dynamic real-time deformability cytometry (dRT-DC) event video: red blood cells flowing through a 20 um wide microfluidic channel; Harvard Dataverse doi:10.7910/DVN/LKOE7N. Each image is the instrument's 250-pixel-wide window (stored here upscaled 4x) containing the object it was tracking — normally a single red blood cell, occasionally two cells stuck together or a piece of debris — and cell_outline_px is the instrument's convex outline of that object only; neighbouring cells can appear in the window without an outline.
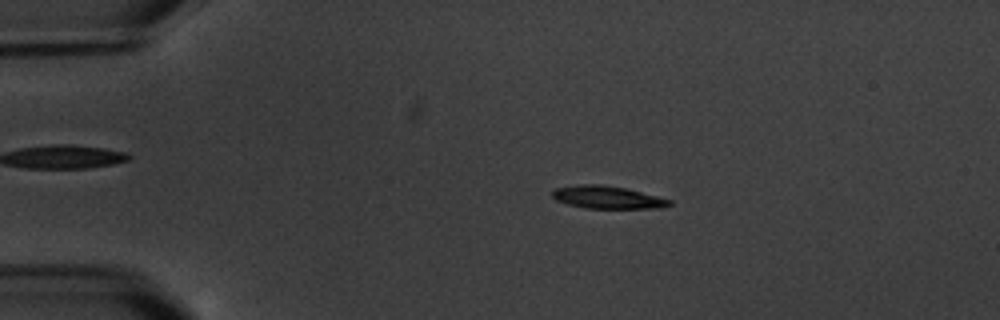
{"species": "common noctule bat (a hibernating species)", "species_latin": "Nyctalus noctula", "temperature_condition": "warm", "stored_images_in_passage": 5, "camera_frame_rate_fps": 3000, "um_per_image_px": 0.085, "animal": {"sex": "male", "body_mass_g": 20.1, "forearm_length_mm": 53.5}, "frame": {"image": 1, "passage_image": 2, "time_ms": 2.333, "image_size_px": [1000, 320], "cell_outline_px": [[672, 204], [660, 208], [584, 208], [568, 204], [556, 200], [552, 196], [552, 192], [556, 188], [580, 184], [600, 184], [624, 188], [672, 200]], "centroid_in_image_um": [51.61, 16.77], "position_along_channel_um": 33.4, "area_um2": 15.26}}